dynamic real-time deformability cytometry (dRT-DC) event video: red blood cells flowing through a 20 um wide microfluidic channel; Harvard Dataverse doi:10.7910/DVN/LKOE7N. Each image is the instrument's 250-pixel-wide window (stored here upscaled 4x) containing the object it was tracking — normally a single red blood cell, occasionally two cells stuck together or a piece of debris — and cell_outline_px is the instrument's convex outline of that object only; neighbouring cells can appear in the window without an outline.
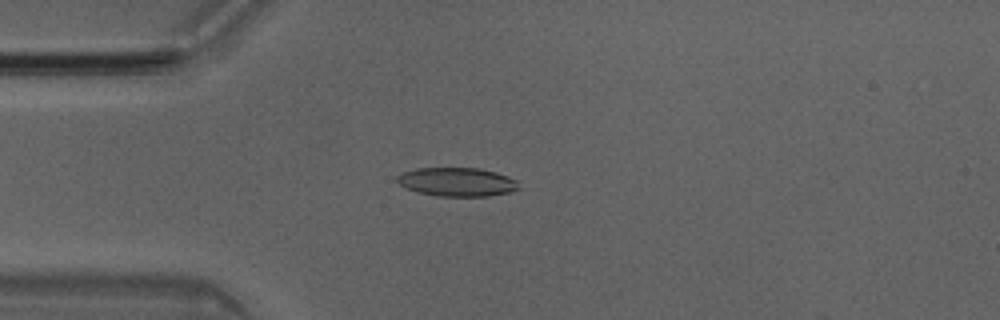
{"species": "Egyptian fruit bat (a non-hibernating species)", "species_latin": "Rousettus aegyptiacus", "temperature_condition": "room temperature", "stored_images_in_passage": 50, "camera_frame_rate_fps": 3000, "um_per_image_px": 0.085, "animal": {"sex": "male"}, "frame": {"image": 1, "passage_image": 13, "time_ms": 4.0, "image_size_px": [1000, 320], "cell_outline_px": [[520, 188], [512, 192], [488, 196], [436, 196], [416, 192], [404, 188], [396, 180], [396, 176], [404, 172], [416, 168], [480, 168], [496, 172], [508, 176], [516, 180]], "centroid_in_image_um": [38.84, 15.47], "position_along_channel_um": 46.2, "area_um2": 20.58}}
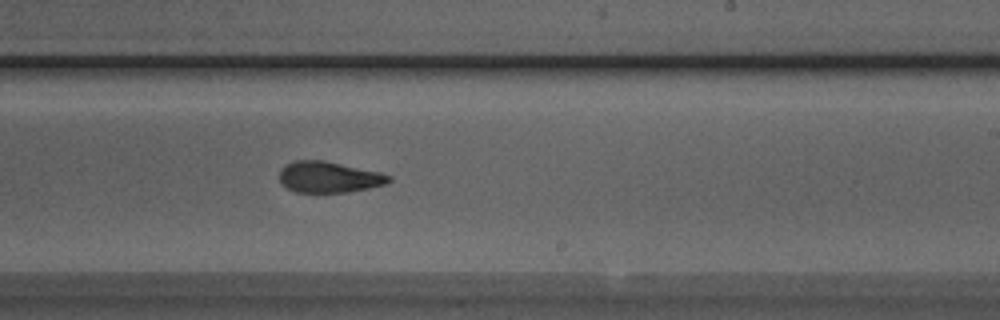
{"frame": {"image": 2, "passage_image": 30, "time_ms": 9.667, "image_size_px": [1000, 320], "cell_outline_px": [[392, 180], [388, 184], [348, 192], [296, 192], [280, 184], [280, 168], [284, 164], [292, 160], [324, 160], [380, 172], [392, 176]], "centroid_in_image_um": [27.95, 15.04], "position_along_channel_um": 261.1, "area_um2": 20.06}}
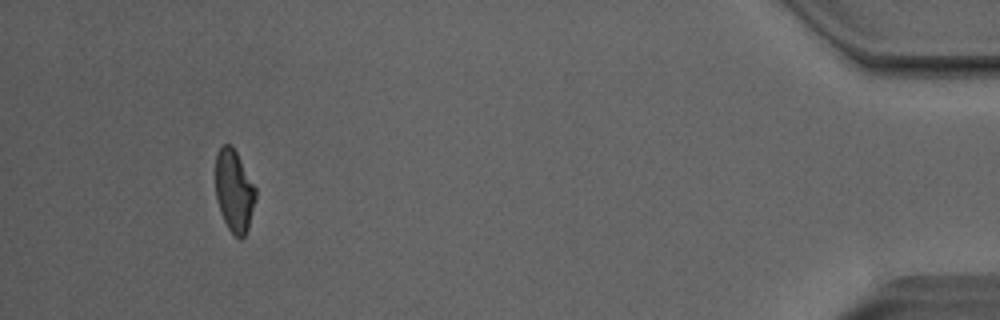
{"frame": {"image": 3, "passage_image": 47, "time_ms": 15.333, "image_size_px": [1000, 320], "cell_outline_px": [[256, 200], [248, 228], [244, 236], [240, 240], [228, 228], [220, 212], [216, 196], [216, 152], [224, 144], [232, 144], [256, 188]], "centroid_in_image_um": [19.91, 16.22], "position_along_channel_um": 415.3, "area_um2": 19.19}, "authors_computed_cell_mechanics": {"area_um2": 20.4034, "velocity_mm_per_s": 4.0419, "shape_relaxation_time_tau1_ms": 5.2268, "shape_relaxation_time_tau2_ms": 1.7914, "deformation_change_tau1": 0.1962, "deformation_change_tau2": 0.0985}}